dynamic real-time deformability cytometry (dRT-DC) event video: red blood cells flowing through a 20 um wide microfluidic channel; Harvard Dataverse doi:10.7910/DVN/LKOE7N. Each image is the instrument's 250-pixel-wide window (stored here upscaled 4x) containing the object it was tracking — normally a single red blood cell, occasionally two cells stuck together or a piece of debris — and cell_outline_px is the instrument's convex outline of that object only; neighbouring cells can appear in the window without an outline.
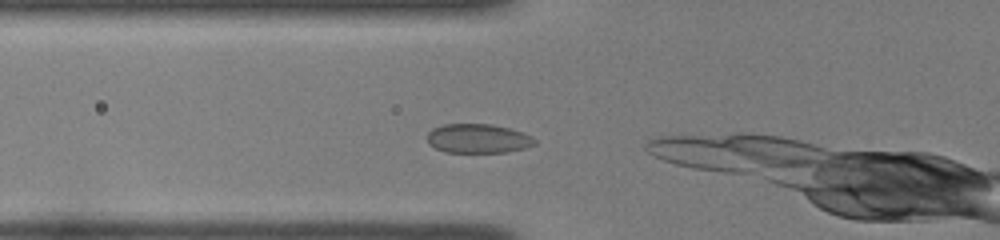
{"species": "common noctule bat (a hibernating species)", "species_latin": "Nyctalus noctula", "temperature_condition": "room temperature", "stored_images_in_passage": 8, "camera_frame_rate_fps": 3000, "um_per_image_px": 0.085, "animal": {"sex": "female", "body_mass_g": 22.0, "forearm_length_mm": 56.7}, "frame": {"image": 1, "passage_image": 2, "time_ms": 0.333, "image_size_px": [1000, 240], "cell_outline_px": [[536, 144], [524, 148], [508, 152], [444, 152], [428, 144], [428, 132], [432, 128], [444, 124], [492, 124], [508, 128], [532, 136], [536, 140]], "centroid_in_image_um": [40.62, 11.77], "position_along_channel_um": 85.2, "area_um2": 18.26}}